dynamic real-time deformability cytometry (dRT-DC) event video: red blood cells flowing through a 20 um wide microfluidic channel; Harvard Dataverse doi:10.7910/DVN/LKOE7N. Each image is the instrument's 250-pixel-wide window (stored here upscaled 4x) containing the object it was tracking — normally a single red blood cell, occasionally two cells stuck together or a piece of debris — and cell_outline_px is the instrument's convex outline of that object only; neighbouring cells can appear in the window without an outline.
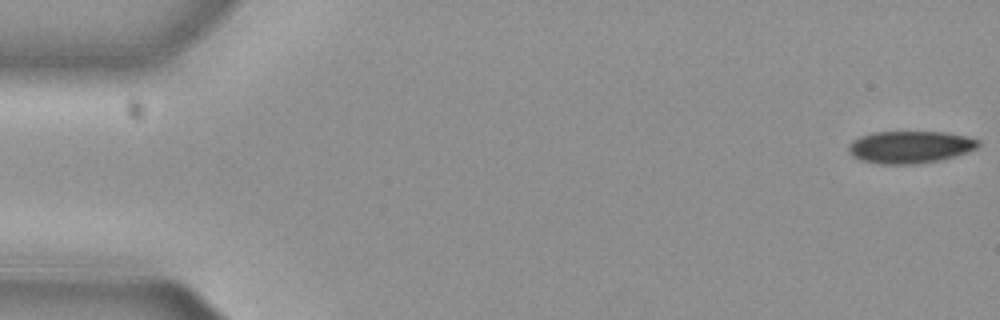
{"species": "common noctule bat (a hibernating species)", "species_latin": "Nyctalus noctula", "temperature_condition": "cold", "stored_images_in_passage": 54, "camera_frame_rate_fps": 3000, "um_per_image_px": 0.085, "animal": {"sex": "female", "body_mass_g": 29.2, "forearm_length_mm": 56.3}, "frame": {"image": 1, "passage_image": 1, "time_ms": 0.0, "image_size_px": [1000, 320], "cell_outline_px": [[980, 144], [976, 148], [968, 152], [956, 156], [940, 160], [920, 164], [880, 164], [860, 160], [852, 156], [848, 152], [848, 144], [852, 140], [860, 136], [872, 132], [944, 132], [964, 136], [980, 140]], "centroid_in_image_um": [77.33, 12.5], "position_along_channel_um": 7.7, "area_um2": 24.62}}
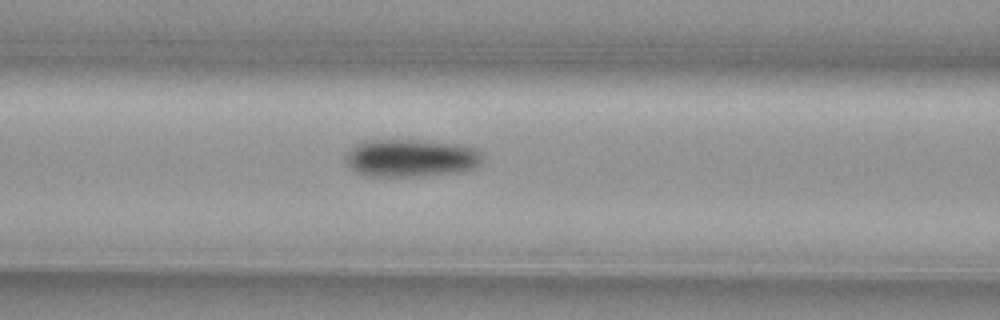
{"frame": {"image": 2, "passage_image": 22, "time_ms": 7.0, "image_size_px": [1000, 320], "cell_outline_px": [[484, 156], [480, 164], [476, 168], [460, 172], [424, 176], [368, 176], [356, 172], [344, 160], [344, 156], [348, 148], [364, 140], [424, 140], [460, 144], [476, 148]], "centroid_in_image_um": [34.94, 13.42], "position_along_channel_um": 131.7, "area_um2": 30.69}}
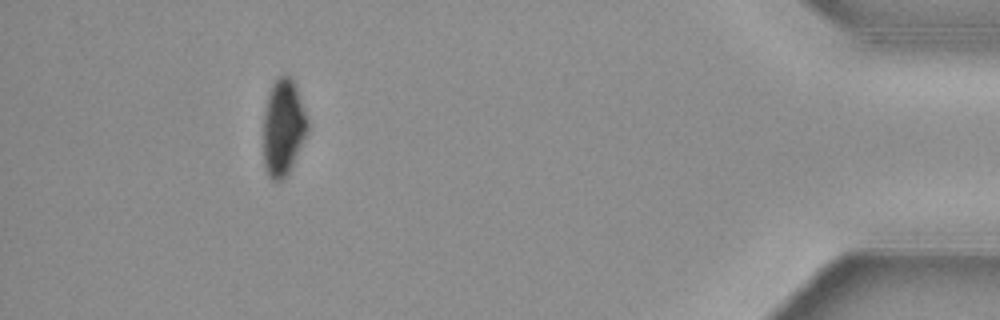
{"frame": {"image": 3, "passage_image": 49, "time_ms": 16.0, "image_size_px": [1000, 320], "cell_outline_px": [[308, 132], [284, 180], [272, 180], [268, 176], [264, 164], [264, 112], [268, 92], [272, 84], [284, 72], [296, 84], [308, 120]], "centroid_in_image_um": [24.07, 10.81], "position_along_channel_um": 411.1, "area_um2": 24.85}, "authors_computed_cell_mechanics": {"area_um2": 27.455, "velocity_mm_per_s": 3.8337, "shape_relaxation_time_tau1_ms": 4.8214, "shape_relaxation_time_tau2_ms": null, "deformation_change_tau1": 0.1191, "deformation_change_tau2": null}}